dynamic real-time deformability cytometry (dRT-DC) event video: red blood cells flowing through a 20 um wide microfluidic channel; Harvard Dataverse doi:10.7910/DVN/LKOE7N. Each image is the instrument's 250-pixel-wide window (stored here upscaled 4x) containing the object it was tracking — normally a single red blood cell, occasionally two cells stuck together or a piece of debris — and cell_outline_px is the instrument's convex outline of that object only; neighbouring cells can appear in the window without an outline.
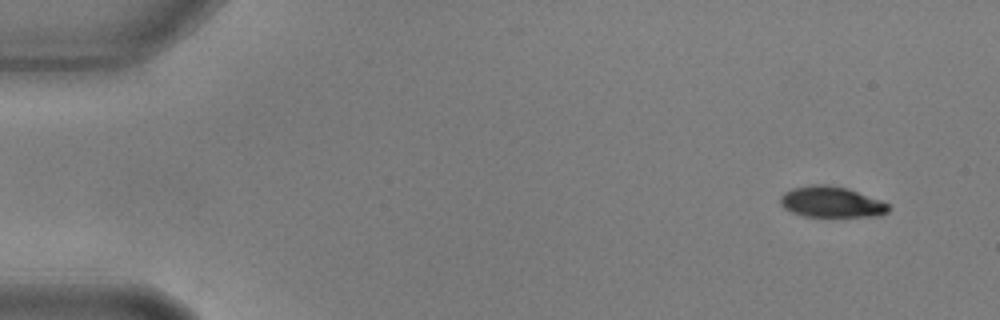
{"species": "common noctule bat (a hibernating species)", "species_latin": "Nyctalus noctula", "temperature_condition": "warm", "stored_images_in_passage": 50, "camera_frame_rate_fps": 3000, "um_per_image_px": 0.085, "animal": {"sex": "male", "body_mass_g": 17.9, "forearm_length_mm": 54.2}, "frame": {"image": 1, "passage_image": 4, "time_ms": 1.0, "image_size_px": [1000, 320], "cell_outline_px": [[892, 208], [888, 212], [880, 216], [804, 216], [792, 212], [784, 208], [780, 204], [780, 196], [784, 192], [792, 188], [812, 184], [828, 184], [848, 188], [880, 200], [888, 204]], "centroid_in_image_um": [70.67, 17.16], "position_along_channel_um": 14.3, "area_um2": 19.59}}
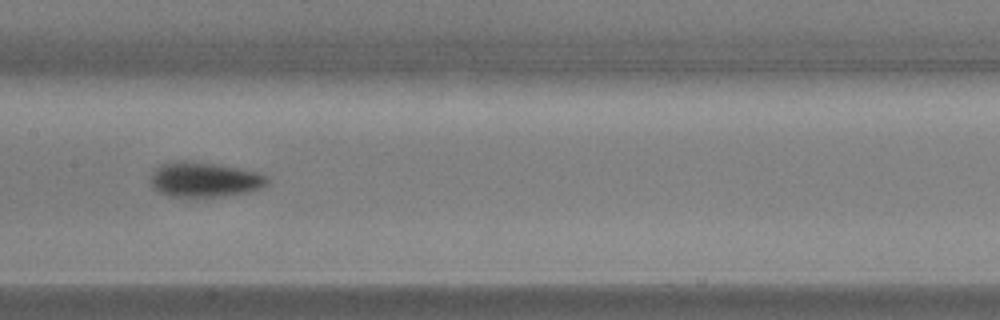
{"frame": {"image": 2, "passage_image": 29, "time_ms": 9.333, "image_size_px": [1000, 320], "cell_outline_px": [[268, 184], [260, 188], [244, 192], [224, 196], [168, 196], [152, 188], [148, 180], [156, 168], [160, 164], [176, 160], [184, 160], [216, 164], [256, 172], [264, 176], [268, 180]], "centroid_in_image_um": [17.29, 15.25], "position_along_channel_um": 190.1, "area_um2": 23.52}}
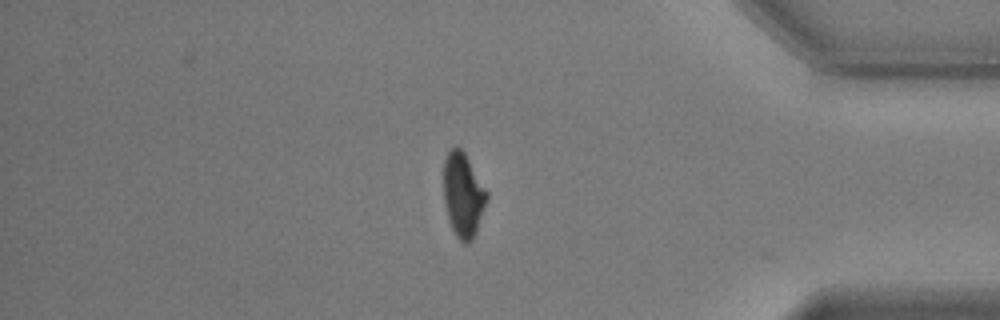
{"frame": {"image": 3, "passage_image": 49, "time_ms": 16.0, "image_size_px": [1000, 320], "cell_outline_px": [[488, 200], [472, 240], [468, 244], [464, 244], [456, 236], [448, 220], [444, 204], [444, 160], [448, 152], [452, 148], [460, 148], [464, 152], [488, 192]], "centroid_in_image_um": [39.36, 16.59], "position_along_channel_um": 395.8, "area_um2": 21.1}}